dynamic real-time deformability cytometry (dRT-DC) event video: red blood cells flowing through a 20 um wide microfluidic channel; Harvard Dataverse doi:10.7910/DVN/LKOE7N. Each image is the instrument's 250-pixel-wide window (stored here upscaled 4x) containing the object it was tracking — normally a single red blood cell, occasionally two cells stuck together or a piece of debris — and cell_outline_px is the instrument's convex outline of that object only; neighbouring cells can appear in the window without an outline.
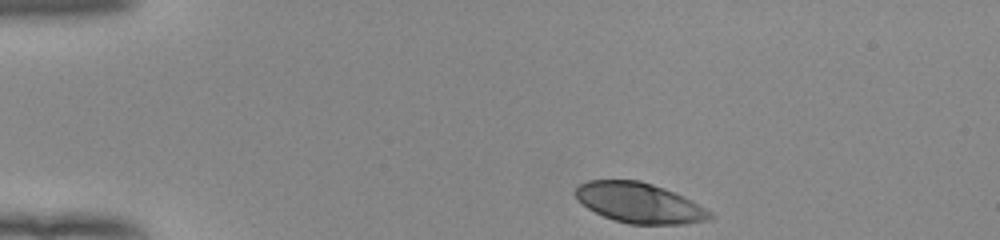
{"species": "human", "species_latin": "Homo sapiens", "temperature_condition": "room temperature", "stored_images_in_passage": 37, "camera_frame_rate_fps": 3000, "um_per_image_px": 0.085, "donor": {"sex": "female"}, "frame": {"image": 1, "passage_image": 1, "time_ms": 0.0, "image_size_px": [1000, 240], "cell_outline_px": [[716, 216], [708, 220], [684, 224], [628, 224], [604, 216], [588, 208], [572, 192], [580, 184], [588, 180], [640, 180], [664, 188], [692, 200], [712, 212]], "centroid_in_image_um": [54.38, 17.24], "position_along_channel_um": 30.6, "area_um2": 31.39}}
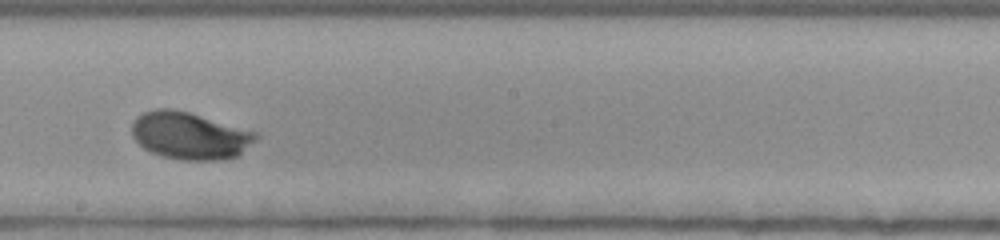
{"frame": {"image": 2, "passage_image": 22, "time_ms": 7.0, "image_size_px": [1000, 240], "cell_outline_px": [[260, 136], [256, 140], [236, 156], [220, 160], [184, 160], [164, 156], [152, 152], [144, 148], [132, 136], [132, 124], [136, 116], [144, 112], [156, 108], [172, 108], [188, 112], [256, 132]], "centroid_in_image_um": [16.11, 11.52], "position_along_channel_um": 232.1, "area_um2": 33.81}}
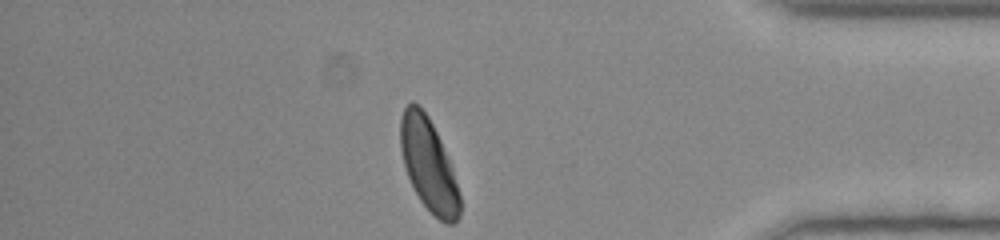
{"frame": {"image": 3, "passage_image": 37, "time_ms": 12.0, "image_size_px": [1000, 240], "cell_outline_px": [[460, 216], [452, 224], [444, 224], [420, 200], [408, 176], [404, 164], [400, 148], [400, 116], [404, 108], [412, 100], [428, 116], [440, 140], [452, 168], [460, 196]], "centroid_in_image_um": [36.42, 14.01], "position_along_channel_um": 398.8, "area_um2": 31.44}, "authors_computed_cell_mechanics": {"area_um2": 32.4258, "velocity_mm_per_s": 3.8868, "shape_relaxation_time_tau1_ms": 2.0268, "shape_relaxation_time_tau2_ms": null, "deformation_change_tau1": 0.1333, "deformation_change_tau2": null}}